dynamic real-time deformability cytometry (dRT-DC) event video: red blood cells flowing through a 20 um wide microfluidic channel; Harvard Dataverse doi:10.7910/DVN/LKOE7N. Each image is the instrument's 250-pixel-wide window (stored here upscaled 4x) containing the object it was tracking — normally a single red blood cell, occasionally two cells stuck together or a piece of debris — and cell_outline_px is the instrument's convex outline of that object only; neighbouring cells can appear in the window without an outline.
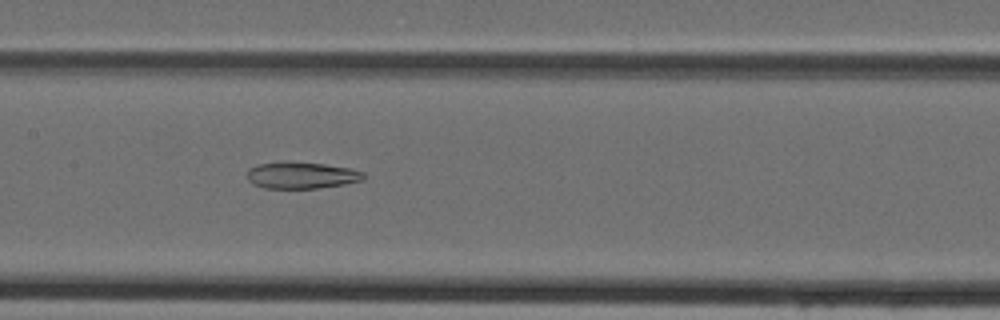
{"species": "Egyptian fruit bat (a non-hibernating species)", "species_latin": "Rousettus aegyptiacus", "temperature_condition": "cold", "stored_images_in_passage": 46, "camera_frame_rate_fps": 3000, "um_per_image_px": 0.085, "animal": {"sex": "female"}, "frame": {"image": 1, "passage_image": 23, "time_ms": 7.333, "image_size_px": [1000, 320], "cell_outline_px": [[364, 180], [344, 184], [316, 188], [264, 188], [252, 184], [248, 180], [248, 168], [256, 164], [280, 160], [284, 160], [324, 164], [352, 168], [364, 172]], "centroid_in_image_um": [25.59, 14.87], "position_along_channel_um": 181.8, "area_um2": 18.5}}
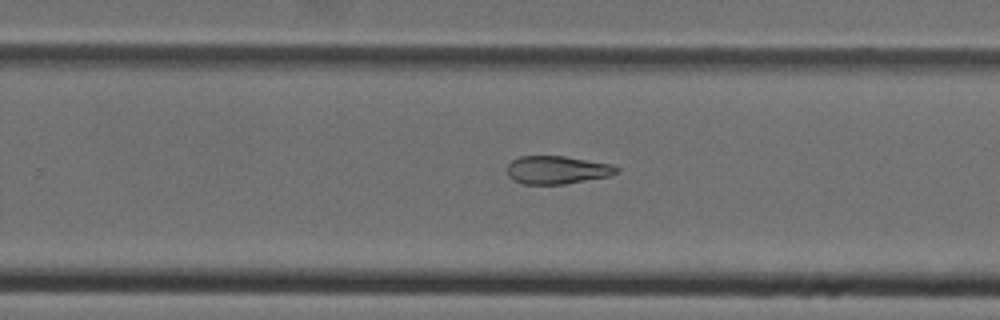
{"frame": {"image": 2, "passage_image": 30, "time_ms": 9.667, "image_size_px": [1000, 320], "cell_outline_px": [[620, 172], [608, 176], [564, 184], [524, 184], [512, 180], [508, 176], [508, 164], [512, 160], [520, 156], [564, 156], [612, 164], [620, 168]], "centroid_in_image_um": [47.36, 14.44], "position_along_channel_um": 282.4, "area_um2": 17.92}}
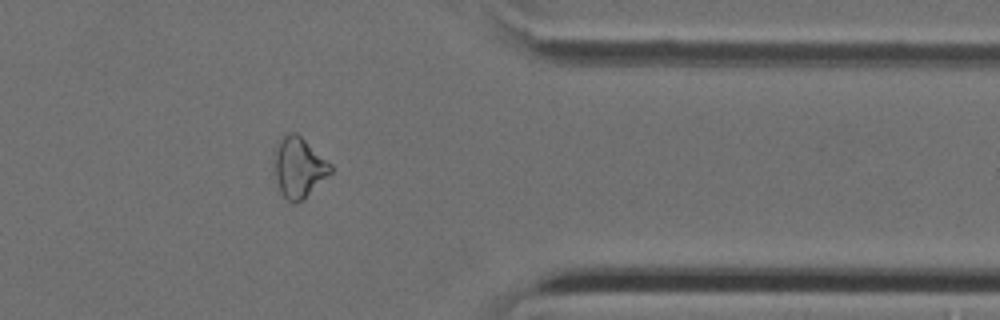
{"frame": {"image": 3, "passage_image": 38, "time_ms": 12.333, "image_size_px": [1000, 320], "cell_outline_px": [[332, 172], [300, 200], [288, 200], [284, 196], [276, 180], [276, 152], [280, 140], [288, 132], [296, 132], [332, 164]], "centroid_in_image_um": [25.44, 14.18], "position_along_channel_um": 386.0, "area_um2": 18.73}}